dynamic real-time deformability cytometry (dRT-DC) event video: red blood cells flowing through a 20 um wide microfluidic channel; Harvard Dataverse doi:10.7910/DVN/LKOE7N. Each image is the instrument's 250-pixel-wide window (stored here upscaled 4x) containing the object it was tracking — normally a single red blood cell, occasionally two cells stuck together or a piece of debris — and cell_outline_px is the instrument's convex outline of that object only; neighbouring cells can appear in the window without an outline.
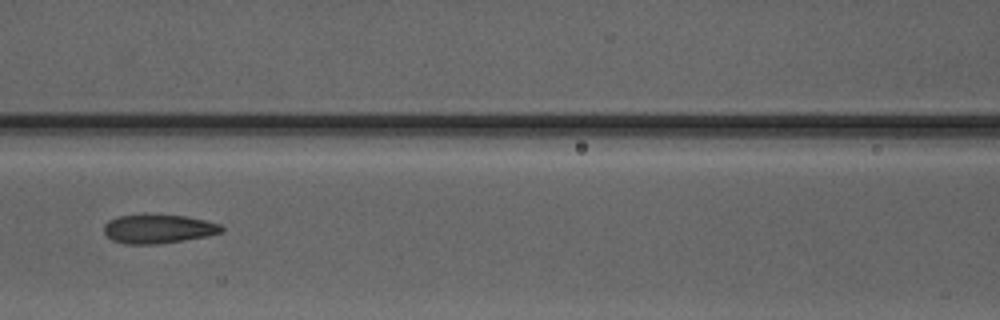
{"species": "Egyptian fruit bat (a non-hibernating species)", "species_latin": "Rousettus aegyptiacus", "temperature_condition": "warm", "stored_images_in_passage": 4, "camera_frame_rate_fps": 3000, "um_per_image_px": 0.085, "animal": {"sex": "male"}, "frame": {"image": 1, "passage_image": 4, "time_ms": 3.667, "image_size_px": [1000, 320], "cell_outline_px": [[224, 232], [208, 236], [160, 244], [124, 244], [112, 240], [104, 232], [104, 224], [108, 220], [120, 216], [144, 212], [184, 216], [204, 220], [220, 224], [224, 228]], "centroid_in_image_um": [13.44, 19.43], "position_along_channel_um": 153.2, "area_um2": 20.4}}